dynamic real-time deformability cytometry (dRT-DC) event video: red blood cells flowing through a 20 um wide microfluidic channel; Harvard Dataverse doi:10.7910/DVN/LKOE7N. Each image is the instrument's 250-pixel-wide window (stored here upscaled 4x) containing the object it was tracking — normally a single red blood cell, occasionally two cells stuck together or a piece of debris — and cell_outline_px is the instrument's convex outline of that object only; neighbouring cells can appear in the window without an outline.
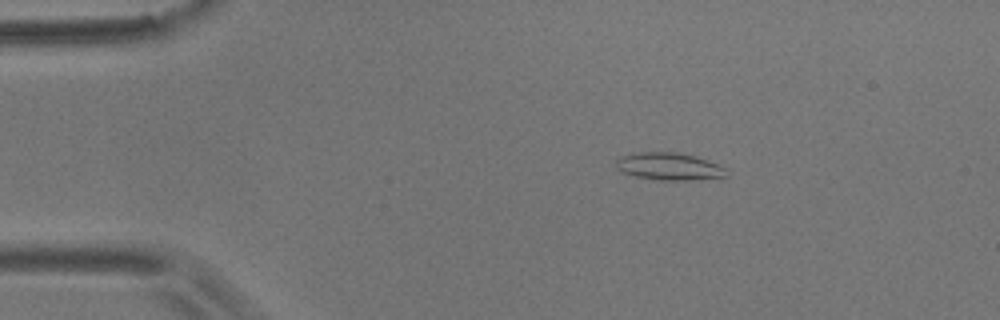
{"species": "common noctule bat (a hibernating species)", "species_latin": "Nyctalus noctula", "temperature_condition": "room temperature", "stored_images_in_passage": 3, "camera_frame_rate_fps": 3000, "um_per_image_px": 0.085, "animal": {"sex": "male", "body_mass_g": 17.9}, "frame": {"image": 1, "passage_image": 1, "time_ms": 0.0, "image_size_px": [1000, 320], "cell_outline_px": [[728, 176], [688, 180], [656, 180], [636, 176], [624, 172], [616, 168], [616, 160], [620, 156], [640, 152], [676, 152], [696, 156], [708, 160], [724, 168]], "centroid_in_image_um": [56.85, 14.14], "position_along_channel_um": 28.2, "area_um2": 17.46}}